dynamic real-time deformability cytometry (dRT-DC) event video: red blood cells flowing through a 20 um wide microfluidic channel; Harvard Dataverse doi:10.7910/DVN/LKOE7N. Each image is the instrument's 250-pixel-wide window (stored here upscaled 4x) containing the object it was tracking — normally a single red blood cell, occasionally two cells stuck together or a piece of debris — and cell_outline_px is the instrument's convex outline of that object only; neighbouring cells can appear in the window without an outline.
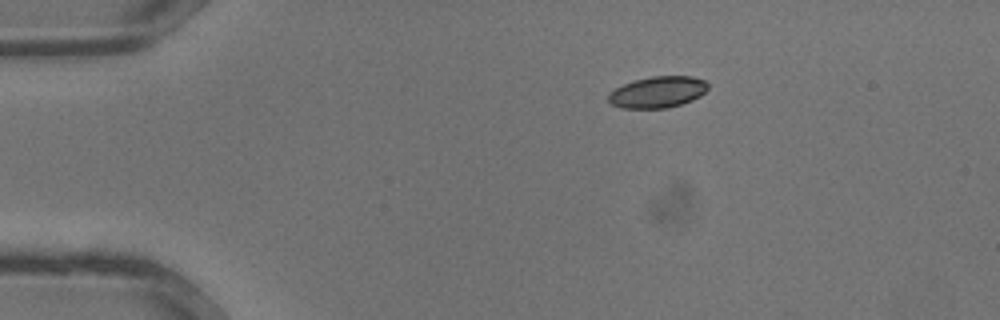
{"species": "common noctule bat (a hibernating species)", "species_latin": "Nyctalus noctula", "temperature_condition": "warm", "stored_images_in_passage": 29, "camera_frame_rate_fps": 3000, "um_per_image_px": 0.085, "animal": {"sex": "male", "body_mass_g": 13.3}, "frame": {"image": 1, "passage_image": 1, "time_ms": 0.0, "image_size_px": [1000, 320], "cell_outline_px": [[708, 88], [700, 96], [692, 100], [680, 104], [664, 108], [620, 108], [612, 104], [608, 100], [608, 92], [624, 84], [636, 80], [652, 76], [692, 76], [704, 80], [708, 84]], "centroid_in_image_um": [55.89, 7.82], "position_along_channel_um": 29.1, "area_um2": 18.09}}
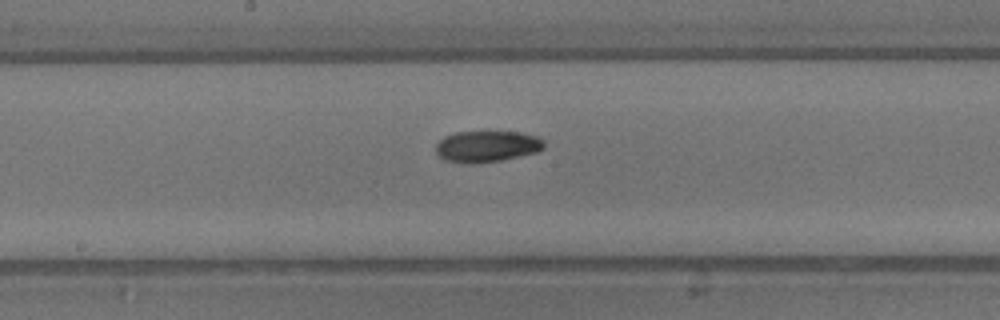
{"frame": {"image": 2, "passage_image": 13, "time_ms": 4.0, "image_size_px": [1000, 320], "cell_outline_px": [[544, 148], [536, 152], [500, 160], [480, 164], [460, 164], [444, 160], [436, 156], [436, 144], [444, 136], [456, 132], [520, 132], [536, 136], [544, 140]], "centroid_in_image_um": [41.33, 12.46], "position_along_channel_um": 206.9, "area_um2": 20.0}}
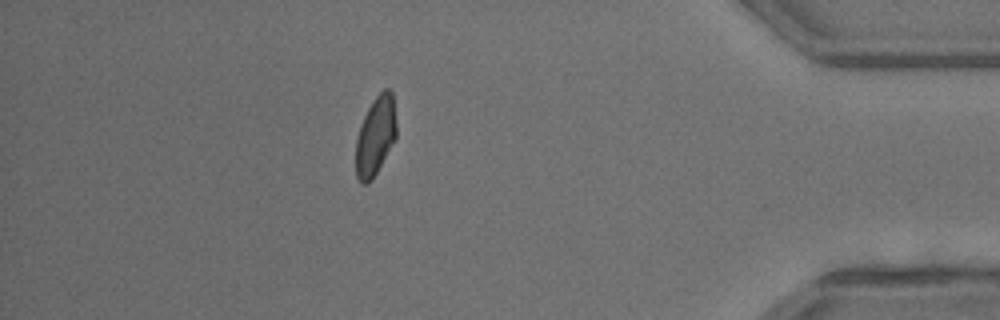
{"frame": {"image": 3, "passage_image": 25, "time_ms": 8.0, "image_size_px": [1000, 320], "cell_outline_px": [[396, 140], [372, 180], [364, 184], [360, 184], [356, 176], [356, 140], [360, 124], [368, 108], [376, 96], [384, 88], [388, 88], [392, 92], [396, 120]], "centroid_in_image_um": [31.92, 11.58], "position_along_channel_um": 403.3, "area_um2": 18.84}}